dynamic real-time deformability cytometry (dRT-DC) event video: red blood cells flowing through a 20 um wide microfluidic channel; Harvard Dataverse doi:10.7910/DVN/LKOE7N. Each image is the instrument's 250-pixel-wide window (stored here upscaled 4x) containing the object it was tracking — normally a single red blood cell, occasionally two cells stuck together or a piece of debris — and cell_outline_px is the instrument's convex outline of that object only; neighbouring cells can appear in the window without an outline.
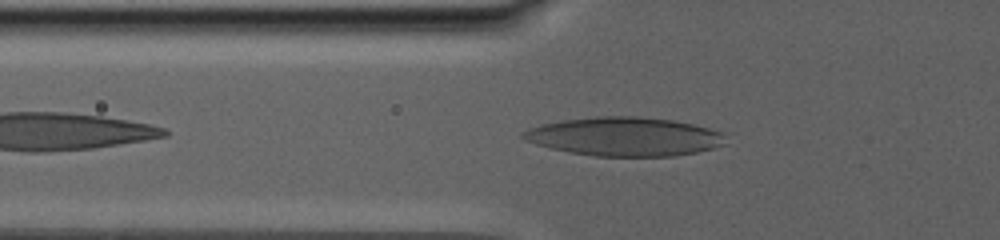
{"species": "human", "species_latin": "Homo sapiens", "temperature_condition": "warm", "stored_images_in_passage": 52, "camera_frame_rate_fps": 3000, "um_per_image_px": 0.085, "donor": {"sex": "male"}, "frame": {"image": 1, "passage_image": 7, "time_ms": 2.0, "image_size_px": [1000, 240], "cell_outline_px": [[728, 144], [696, 152], [672, 156], [596, 156], [568, 152], [536, 144], [524, 140], [520, 136], [528, 128], [540, 124], [564, 120], [596, 116], [636, 116], [672, 120], [692, 124], [708, 128], [720, 132], [724, 136]], "centroid_in_image_um": [53.07, 11.61], "position_along_channel_um": 72.7, "area_um2": 45.66}}
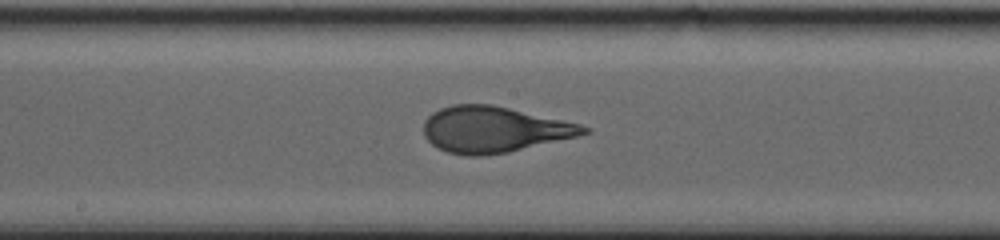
{"frame": {"image": 2, "passage_image": 22, "time_ms": 7.0, "image_size_px": [1000, 240], "cell_outline_px": [[592, 132], [576, 136], [508, 152], [484, 156], [464, 156], [448, 152], [436, 148], [424, 136], [424, 120], [432, 112], [440, 108], [452, 104], [488, 104], [508, 108], [580, 124], [592, 128]], "centroid_in_image_um": [41.94, 11.01], "position_along_channel_um": 206.3, "area_um2": 42.71}}
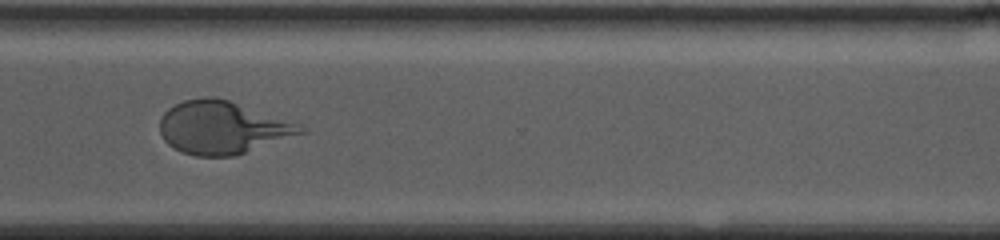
{"frame": {"image": 3, "passage_image": 37, "time_ms": 12.333, "image_size_px": [1000, 240], "cell_outline_px": [[304, 132], [236, 156], [196, 156], [180, 152], [168, 144], [164, 140], [160, 132], [160, 116], [168, 108], [184, 100], [204, 96], [216, 96], [300, 124], [304, 128]], "centroid_in_image_um": [18.84, 10.84], "position_along_channel_um": 351.8, "area_um2": 43.12}, "authors_computed_cell_mechanics": {"area_um2": 43.4656, "velocity_mm_per_s": 2.7384, "shape_relaxation_time_tau1_ms": 6.9089, "shape_relaxation_time_tau2_ms": null, "deformation_change_tau1": 0.2459, "deformation_change_tau2": null}}